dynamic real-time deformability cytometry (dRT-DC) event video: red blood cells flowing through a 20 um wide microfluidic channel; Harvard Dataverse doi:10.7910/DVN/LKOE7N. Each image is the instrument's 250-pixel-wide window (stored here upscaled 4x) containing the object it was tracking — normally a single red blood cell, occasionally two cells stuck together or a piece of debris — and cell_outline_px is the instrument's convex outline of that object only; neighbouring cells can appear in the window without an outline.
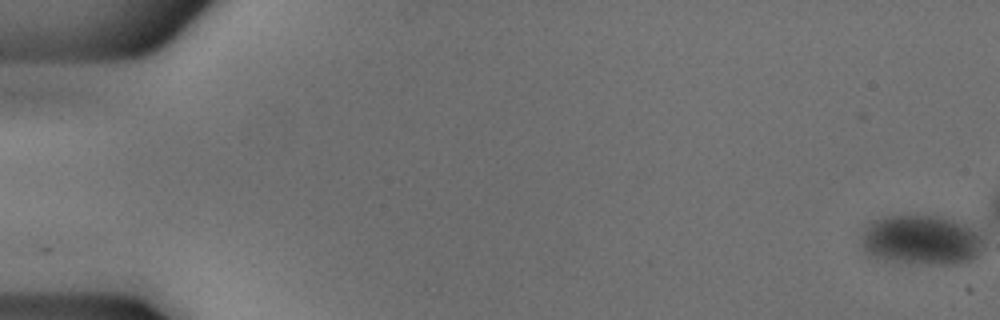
{"species": "common noctule bat (a hibernating species)", "species_latin": "Nyctalus noctula", "temperature_condition": "cold", "stored_images_in_passage": 17, "camera_frame_rate_fps": 3000, "um_per_image_px": 0.085, "animal": {"sex": "male", "body_mass_g": 18.8}, "frame": {"image": 1, "passage_image": 1, "time_ms": 0.0, "image_size_px": [1000, 320], "cell_outline_px": [[984, 240], [976, 256], [972, 260], [956, 264], [920, 264], [884, 260], [872, 256], [860, 244], [860, 240], [864, 228], [868, 220], [884, 216], [940, 216], [964, 224], [976, 232]], "centroid_in_image_um": [78.24, 20.4], "position_along_channel_um": 6.8, "area_um2": 35.55}}